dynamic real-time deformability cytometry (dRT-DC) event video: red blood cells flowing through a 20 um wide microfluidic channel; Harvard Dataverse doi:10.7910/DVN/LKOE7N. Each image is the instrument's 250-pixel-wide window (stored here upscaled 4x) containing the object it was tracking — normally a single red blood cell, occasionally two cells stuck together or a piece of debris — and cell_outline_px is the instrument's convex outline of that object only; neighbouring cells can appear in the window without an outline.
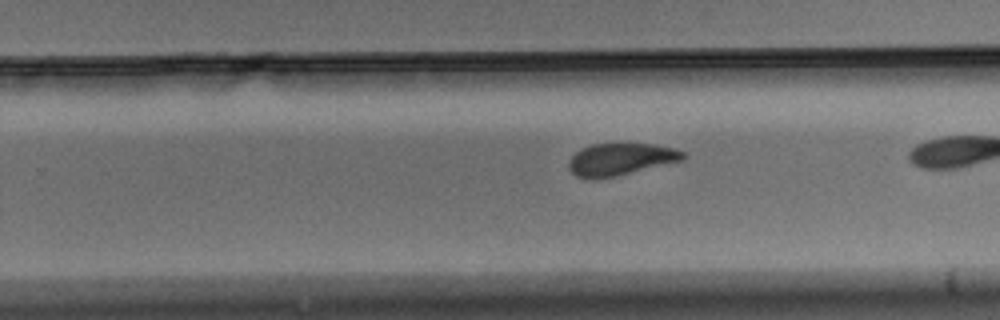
{"species": "Egyptian fruit bat (a non-hibernating species)", "species_latin": "Rousettus aegyptiacus", "temperature_condition": "warm", "stored_images_in_passage": 39, "camera_frame_rate_fps": 3000, "um_per_image_px": 0.085, "animal": {"sex": "male"}, "frame": {"image": 1, "passage_image": 31, "time_ms": 10.0, "image_size_px": [1000, 320], "cell_outline_px": [[688, 156], [684, 160], [616, 176], [596, 180], [588, 180], [576, 176], [568, 168], [568, 160], [576, 152], [592, 144], [652, 144], [676, 148], [684, 152]], "centroid_in_image_um": [52.75, 13.56], "position_along_channel_um": 277.0, "area_um2": 21.62}}